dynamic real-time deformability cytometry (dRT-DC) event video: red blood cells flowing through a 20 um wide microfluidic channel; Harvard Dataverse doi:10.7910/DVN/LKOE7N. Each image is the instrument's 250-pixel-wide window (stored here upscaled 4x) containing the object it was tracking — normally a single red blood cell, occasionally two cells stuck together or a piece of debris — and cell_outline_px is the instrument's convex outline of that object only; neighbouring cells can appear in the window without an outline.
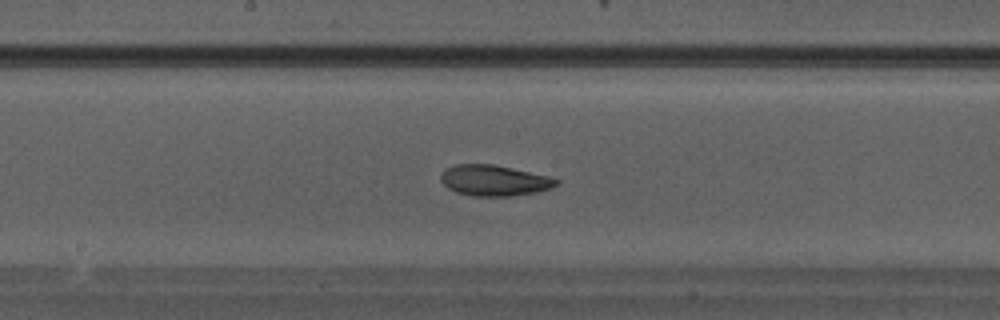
{"species": "Egyptian fruit bat (a non-hibernating species)", "species_latin": "Rousettus aegyptiacus", "temperature_condition": "warm", "stored_images_in_passage": 30, "camera_frame_rate_fps": 3000, "um_per_image_px": 0.085, "animal": {"sex": "male"}, "frame": {"image": 1, "passage_image": 18, "time_ms": 5.667, "image_size_px": [1000, 320], "cell_outline_px": [[560, 184], [552, 188], [536, 192], [508, 196], [476, 196], [456, 192], [448, 188], [440, 180], [440, 176], [444, 168], [456, 164], [492, 164], [512, 168], [548, 176], [560, 180]], "centroid_in_image_um": [42.0, 15.33], "position_along_channel_um": 206.2, "area_um2": 20.75}}